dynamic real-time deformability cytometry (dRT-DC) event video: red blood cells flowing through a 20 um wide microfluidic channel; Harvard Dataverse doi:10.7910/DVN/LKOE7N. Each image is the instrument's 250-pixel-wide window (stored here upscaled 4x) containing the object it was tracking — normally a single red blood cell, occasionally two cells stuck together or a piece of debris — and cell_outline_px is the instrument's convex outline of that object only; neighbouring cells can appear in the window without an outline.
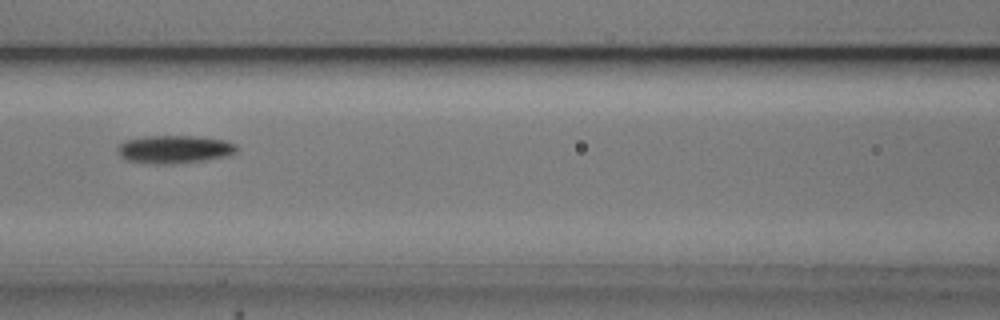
{"species": "common noctule bat (a hibernating species)", "species_latin": "Nyctalus noctula", "temperature_condition": "cold", "stored_images_in_passage": 8, "camera_frame_rate_fps": 3000, "um_per_image_px": 0.085, "animal": {"sex": "male", "body_mass_g": 20.5, "forearm_length_mm": 52.5}, "frame": {"image": 1, "passage_image": 8, "time_ms": 8.0, "image_size_px": [1000, 320], "cell_outline_px": [[236, 152], [228, 156], [204, 160], [172, 164], [156, 164], [124, 160], [120, 156], [116, 148], [124, 140], [144, 136], [196, 136], [224, 140], [236, 144]], "centroid_in_image_um": [14.79, 12.69], "position_along_channel_um": 151.8, "area_um2": 19.54}}